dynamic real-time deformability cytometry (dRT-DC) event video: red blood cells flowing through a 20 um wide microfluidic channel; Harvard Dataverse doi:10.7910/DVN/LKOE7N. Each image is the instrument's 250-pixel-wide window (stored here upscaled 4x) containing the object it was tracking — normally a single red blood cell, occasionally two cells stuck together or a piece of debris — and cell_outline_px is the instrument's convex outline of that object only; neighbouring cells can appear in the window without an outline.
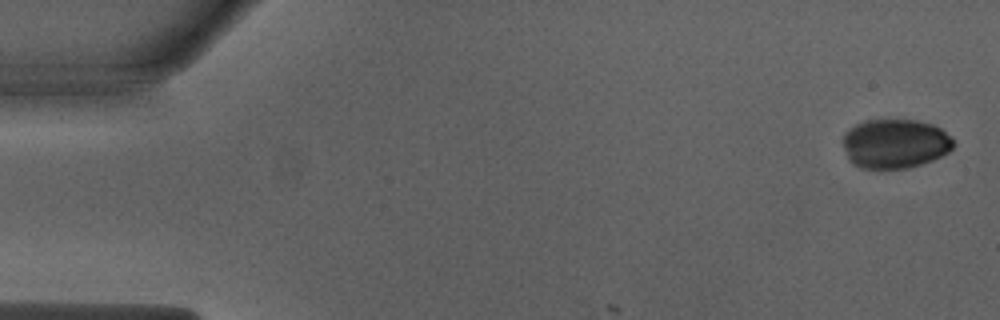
{"species": "Egyptian fruit bat (a non-hibernating species)", "species_latin": "Rousettus aegyptiacus", "temperature_condition": "warm", "stored_images_in_passage": 8, "camera_frame_rate_fps": 3000, "um_per_image_px": 0.085, "animal": {"sex": "male"}, "frame": {"image": 1, "passage_image": 1, "time_ms": 0.0, "image_size_px": [1000, 320], "cell_outline_px": [[952, 148], [948, 152], [932, 160], [908, 168], [860, 168], [852, 164], [848, 160], [844, 148], [844, 132], [848, 128], [856, 124], [868, 120], [916, 120], [932, 124], [940, 128], [952, 140]], "centroid_in_image_um": [76.03, 12.21], "position_along_channel_um": 9.0, "area_um2": 31.56}}